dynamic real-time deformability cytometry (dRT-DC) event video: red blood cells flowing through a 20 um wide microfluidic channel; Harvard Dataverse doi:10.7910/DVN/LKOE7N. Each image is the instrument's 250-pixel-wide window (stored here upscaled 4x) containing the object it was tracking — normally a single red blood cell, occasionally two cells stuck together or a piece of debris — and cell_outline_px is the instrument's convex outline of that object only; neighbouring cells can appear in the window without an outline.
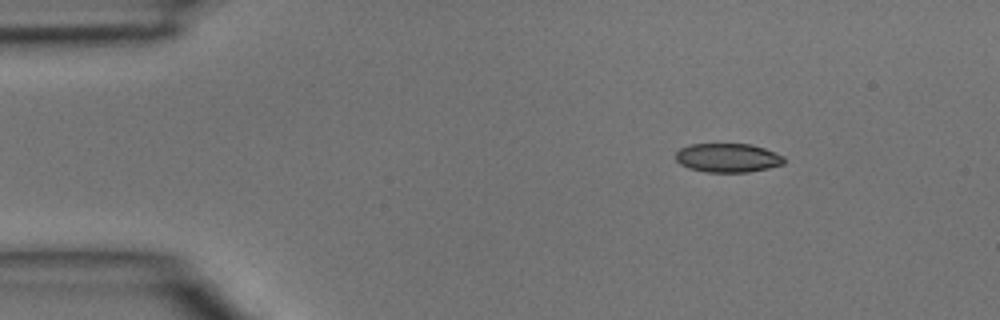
{"species": "common noctule bat (a hibernating species)", "species_latin": "Nyctalus noctula", "temperature_condition": "room temperature", "stored_images_in_passage": 39, "camera_frame_rate_fps": 3000, "um_per_image_px": 0.085, "animal": {"sex": "male", "body_mass_g": 15.6}, "frame": {"image": 1, "passage_image": 1, "time_ms": 0.0, "image_size_px": [1000, 320], "cell_outline_px": [[784, 164], [768, 168], [748, 172], [704, 172], [688, 168], [680, 164], [676, 160], [676, 152], [680, 148], [688, 144], [752, 144], [776, 152], [784, 156]], "centroid_in_image_um": [61.85, 13.41], "position_along_channel_um": 23.1, "area_um2": 18.44}}
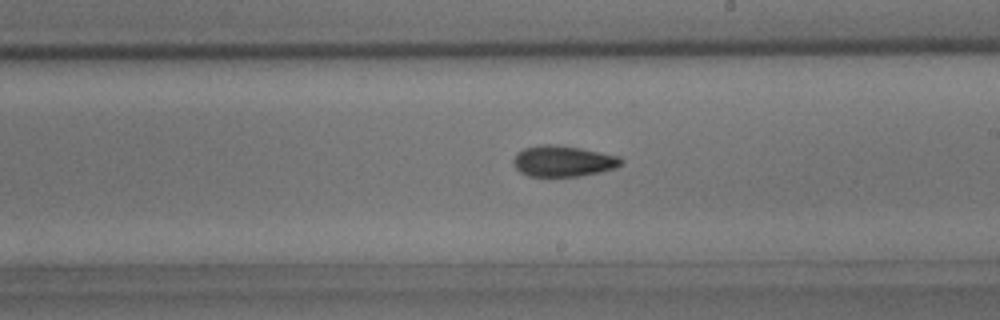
{"frame": {"image": 2, "passage_image": 20, "time_ms": 6.333, "image_size_px": [1000, 320], "cell_outline_px": [[624, 164], [616, 168], [600, 172], [580, 176], [528, 176], [520, 172], [516, 168], [512, 160], [516, 152], [524, 148], [540, 144], [552, 144], [580, 148], [620, 156], [624, 160]], "centroid_in_image_um": [47.88, 13.69], "position_along_channel_um": 241.1, "area_um2": 19.65}}
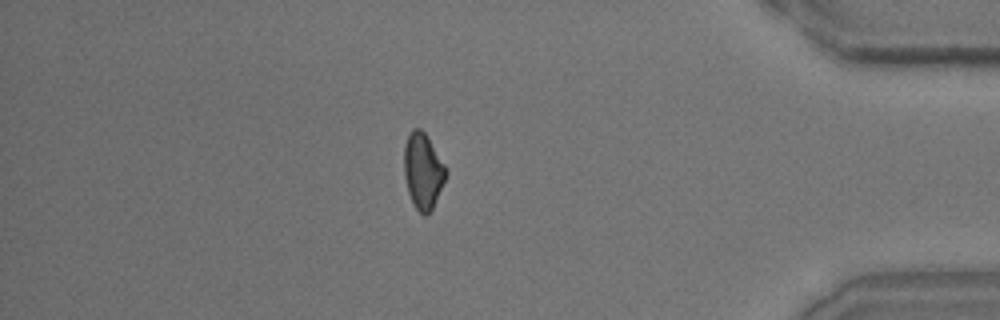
{"frame": {"image": 3, "passage_image": 33, "time_ms": 10.667, "image_size_px": [1000, 320], "cell_outline_px": [[448, 172], [432, 208], [424, 216], [412, 204], [408, 192], [404, 176], [404, 144], [408, 132], [412, 128], [420, 128], [424, 132], [448, 168]], "centroid_in_image_um": [35.94, 14.49], "position_along_channel_um": 399.3, "area_um2": 18.55}}